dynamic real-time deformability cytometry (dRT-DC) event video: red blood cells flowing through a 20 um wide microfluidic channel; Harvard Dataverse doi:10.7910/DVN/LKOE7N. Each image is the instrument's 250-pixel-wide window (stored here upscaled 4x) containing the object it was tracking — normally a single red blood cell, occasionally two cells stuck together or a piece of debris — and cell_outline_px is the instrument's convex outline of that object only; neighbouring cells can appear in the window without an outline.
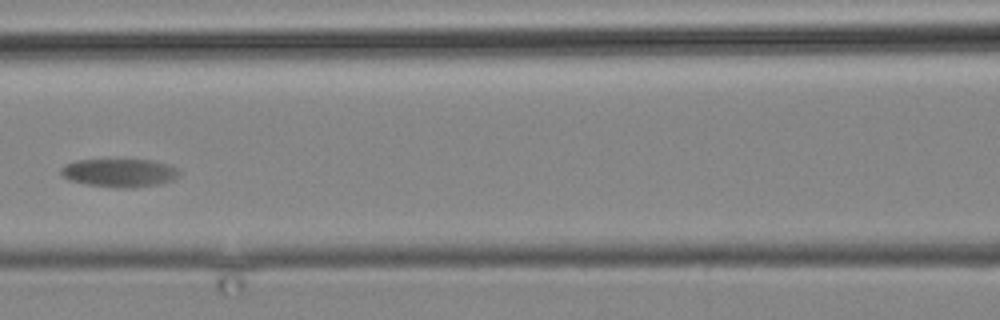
{"species": "common noctule bat (a hibernating species)", "species_latin": "Nyctalus noctula", "temperature_condition": "cold", "stored_images_in_passage": 9, "camera_frame_rate_fps": 3000, "um_per_image_px": 0.085, "animal": {"sex": "male", "body_mass_g": 19.2, "forearm_length_mm": 51.8}, "frame": {"image": 1, "passage_image": 6, "time_ms": 5.667, "image_size_px": [1000, 320], "cell_outline_px": [[180, 176], [172, 180], [156, 184], [132, 188], [116, 188], [84, 184], [68, 180], [60, 172], [60, 168], [64, 164], [76, 160], [152, 160], [168, 164], [180, 168]], "centroid_in_image_um": [10.15, 14.69], "position_along_channel_um": 156.4, "area_um2": 19.71}}
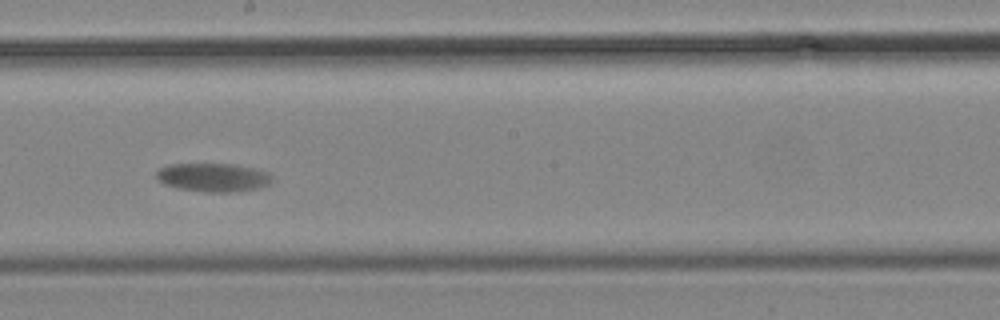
{"frame": {"image": 2, "passage_image": 8, "time_ms": 8.0, "image_size_px": [1000, 320], "cell_outline_px": [[272, 180], [268, 184], [256, 188], [232, 192], [204, 192], [180, 188], [164, 184], [156, 176], [156, 172], [160, 168], [168, 164], [236, 164], [256, 168], [268, 172], [272, 176]], "centroid_in_image_um": [18.13, 15.06], "position_along_channel_um": 230.1, "area_um2": 19.19}}
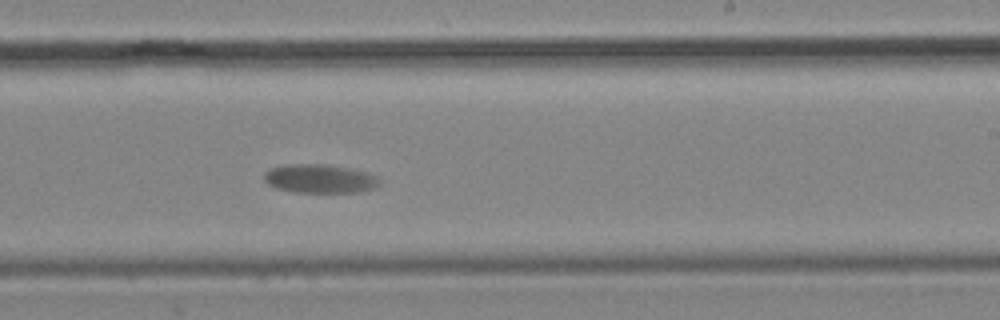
{"frame": {"image": 3, "passage_image": 9, "time_ms": 9.0, "image_size_px": [1000, 320], "cell_outline_px": [[380, 184], [376, 188], [360, 192], [296, 192], [276, 188], [268, 184], [264, 180], [264, 172], [272, 168], [284, 164], [324, 164], [348, 168], [368, 172], [380, 176]], "centroid_in_image_um": [27.23, 15.19], "position_along_channel_um": 261.8, "area_um2": 19.54}}